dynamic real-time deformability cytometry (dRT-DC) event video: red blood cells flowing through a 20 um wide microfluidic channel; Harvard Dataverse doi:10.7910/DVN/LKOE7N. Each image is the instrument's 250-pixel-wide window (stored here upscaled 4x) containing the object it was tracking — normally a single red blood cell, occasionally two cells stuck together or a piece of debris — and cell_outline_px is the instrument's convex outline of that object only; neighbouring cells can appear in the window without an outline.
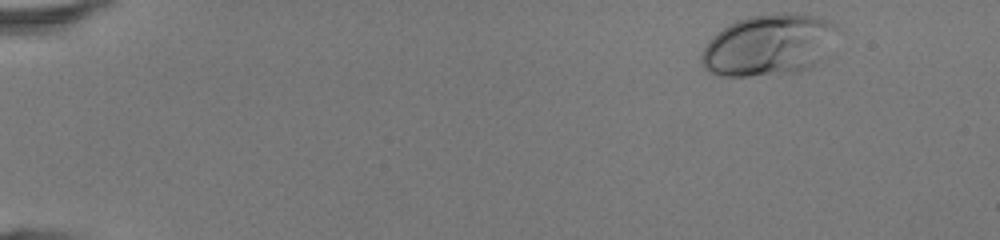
{"species": "human", "species_latin": "Homo sapiens", "temperature_condition": "room temperature", "stored_images_in_passage": 43, "camera_frame_rate_fps": 3000, "um_per_image_px": 0.085, "donor": {"sex": "female"}, "frame": {"image": 1, "passage_image": 1, "time_ms": 0.0, "image_size_px": [1000, 240], "cell_outline_px": [[836, 28], [820, 60], [816, 64], [808, 68], [796, 72], [748, 76], [720, 76], [708, 72], [700, 64], [700, 56], [704, 48], [716, 32], [728, 24], [736, 20], [748, 16], [784, 12], [796, 12], [816, 16], [832, 20], [836, 24]], "centroid_in_image_um": [65.27, 3.81], "position_along_channel_um": 19.7, "area_um2": 48.49}}
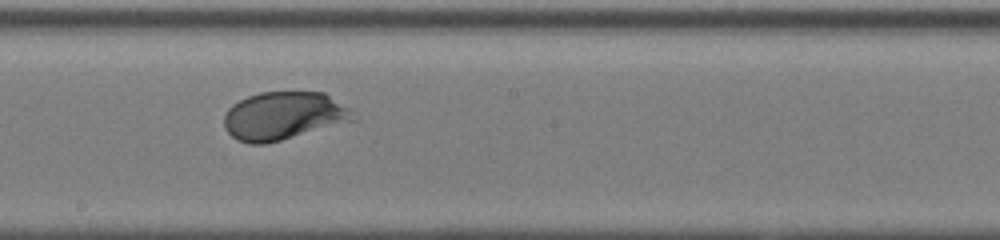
{"frame": {"image": 2, "passage_image": 24, "time_ms": 7.667, "image_size_px": [1000, 240], "cell_outline_px": [[360, 116], [356, 120], [280, 140], [264, 144], [248, 144], [236, 140], [224, 128], [224, 116], [228, 108], [232, 104], [248, 96], [260, 92], [324, 92]], "centroid_in_image_um": [24.1, 9.85], "position_along_channel_um": 224.1, "area_um2": 36.18}}
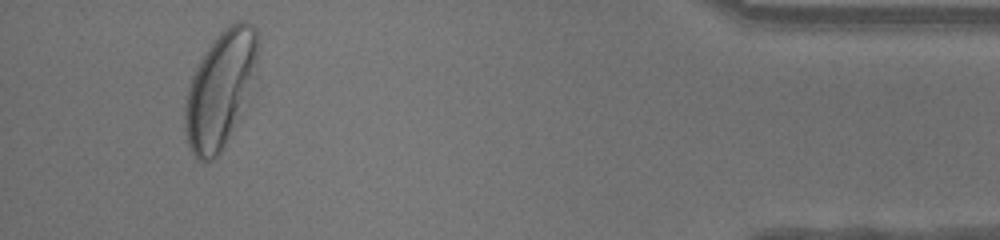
{"frame": {"image": 3, "passage_image": 41, "time_ms": 13.333, "image_size_px": [1000, 240], "cell_outline_px": [[260, 44], [256, 64], [224, 144], [220, 152], [212, 160], [196, 160], [188, 148], [184, 128], [184, 108], [188, 88], [192, 76], [200, 60], [216, 36], [228, 24], [236, 20], [244, 20], [252, 24], [256, 28]], "centroid_in_image_um": [18.65, 7.52], "position_along_channel_um": 416.5, "area_um2": 47.51}, "authors_computed_cell_mechanics": {"area_um2": 36.5296, "velocity_mm_per_s": 4.3365, "shape_relaxation_time_tau1_ms": 3.3585, "shape_relaxation_time_tau2_ms": null, "deformation_change_tau1": 0.1903, "deformation_change_tau2": null}}